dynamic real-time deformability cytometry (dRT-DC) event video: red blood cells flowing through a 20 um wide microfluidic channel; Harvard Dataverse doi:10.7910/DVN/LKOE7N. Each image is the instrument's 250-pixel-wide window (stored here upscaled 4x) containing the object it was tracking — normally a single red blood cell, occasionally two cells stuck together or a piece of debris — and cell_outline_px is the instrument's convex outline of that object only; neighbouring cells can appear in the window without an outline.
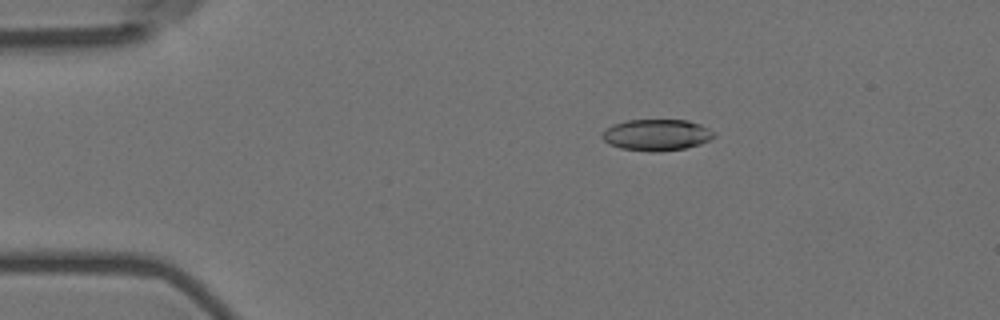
{"species": "Egyptian fruit bat (a non-hibernating species)", "species_latin": "Rousettus aegyptiacus", "temperature_condition": "room temperature", "stored_images_in_passage": 57, "camera_frame_rate_fps": 3000, "um_per_image_px": 0.085, "animal": {"sex": "female"}, "frame": {"image": 1, "passage_image": 11, "time_ms": 3.333, "image_size_px": [1000, 320], "cell_outline_px": [[716, 136], [700, 144], [684, 148], [660, 152], [648, 152], [620, 148], [608, 144], [600, 136], [612, 124], [628, 120], [688, 120], [700, 124], [716, 132]], "centroid_in_image_um": [55.82, 11.47], "position_along_channel_um": 29.2, "area_um2": 20.58}}
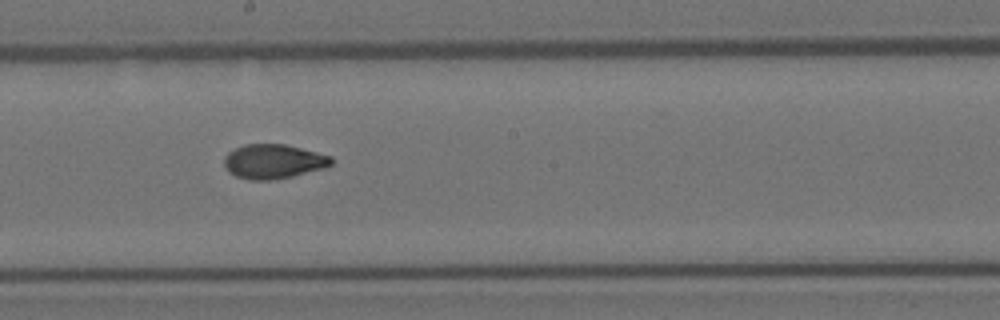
{"frame": {"image": 2, "passage_image": 32, "time_ms": 10.333, "image_size_px": [1000, 320], "cell_outline_px": [[332, 164], [324, 168], [292, 176], [272, 180], [248, 180], [236, 176], [228, 172], [224, 164], [224, 156], [228, 152], [244, 144], [284, 144], [332, 156]], "centroid_in_image_um": [23.21, 13.73], "position_along_channel_um": 225.0, "area_um2": 21.44}}
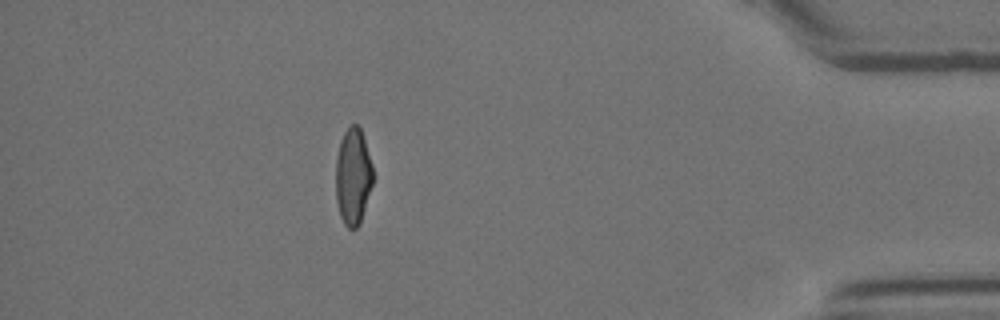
{"frame": {"image": 3, "passage_image": 51, "time_ms": 16.667, "image_size_px": [1000, 320], "cell_outline_px": [[372, 184], [360, 224], [356, 228], [348, 228], [344, 224], [340, 216], [336, 200], [336, 156], [340, 140], [344, 132], [352, 124], [356, 124], [360, 128], [372, 164]], "centroid_in_image_um": [29.99, 15.01], "position_along_channel_um": 405.2, "area_um2": 20.81}, "authors_computed_cell_mechanics": {"area_um2": 21.3282, "velocity_mm_per_s": 3.6011, "shape_relaxation_time_tau1_ms": 6.167, "shape_relaxation_time_tau2_ms": 1.419, "deformation_change_tau1": 0.1964, "deformation_change_tau2": 0.0564}}